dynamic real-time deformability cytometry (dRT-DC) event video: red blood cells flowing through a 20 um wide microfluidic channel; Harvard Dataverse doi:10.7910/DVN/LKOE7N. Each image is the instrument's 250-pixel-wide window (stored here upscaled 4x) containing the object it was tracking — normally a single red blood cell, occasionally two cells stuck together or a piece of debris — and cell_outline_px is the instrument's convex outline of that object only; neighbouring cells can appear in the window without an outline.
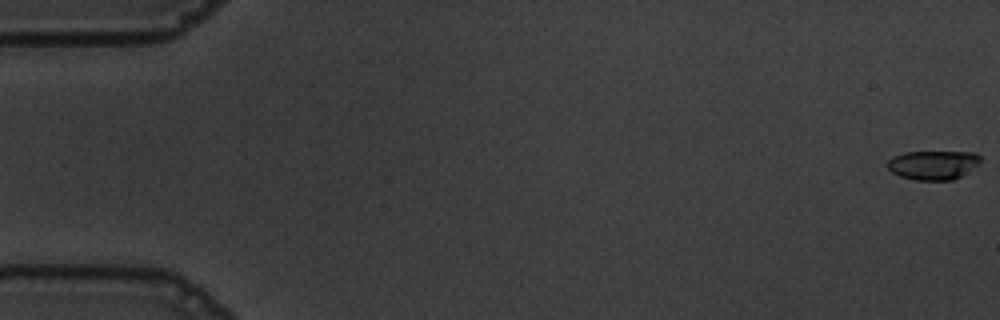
{"species": "common noctule bat (a hibernating species)", "species_latin": "Nyctalus noctula", "temperature_condition": "warm", "stored_images_in_passage": 57, "camera_frame_rate_fps": 3000, "um_per_image_px": 0.085, "animal": {"sex": "male", "body_mass_g": 19.5, "forearm_length_mm": 54.6}, "frame": {"image": 1, "passage_image": 1, "time_ms": 0.0, "image_size_px": [1000, 320], "cell_outline_px": [[980, 164], [960, 176], [952, 180], [916, 180], [900, 176], [892, 172], [888, 168], [888, 160], [892, 156], [904, 152], [976, 152], [980, 156]], "centroid_in_image_um": [79.32, 14.01], "position_along_channel_um": 5.7, "area_um2": 15.78}}
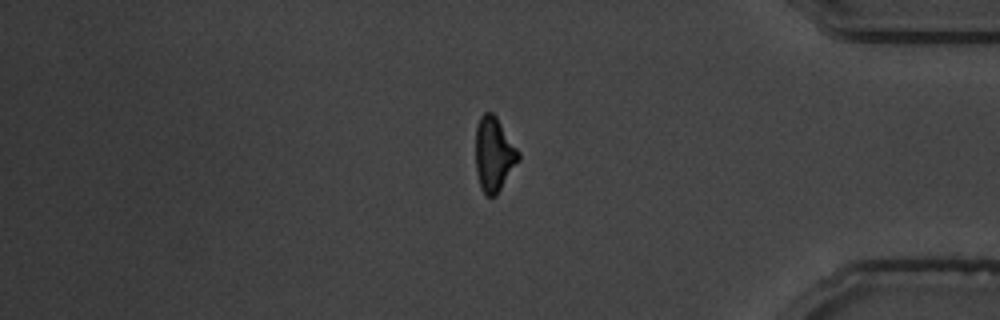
{"frame": {"image": 2, "passage_image": 48, "time_ms": 15.667, "image_size_px": [1000, 320], "cell_outline_px": [[520, 160], [496, 196], [488, 196], [480, 188], [476, 172], [476, 128], [480, 116], [484, 112], [492, 112], [496, 116], [520, 152]], "centroid_in_image_um": [41.99, 13.12], "position_along_channel_um": 393.2, "area_um2": 18.67}}
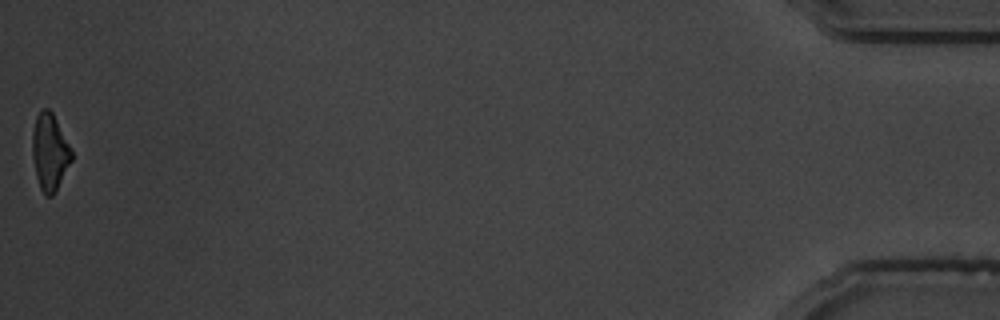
{"frame": {"image": 3, "passage_image": 57, "time_ms": 18.667, "image_size_px": [1000, 320], "cell_outline_px": [[72, 160], [52, 196], [44, 196], [40, 188], [36, 176], [32, 156], [32, 132], [36, 116], [40, 108], [48, 108], [52, 112], [72, 148]], "centroid_in_image_um": [4.22, 12.89], "position_along_channel_um": 431.0, "area_um2": 17.63}, "authors_computed_cell_mechanics": {"area_um2": 18.7272, "velocity_mm_per_s": 3.6262, "shape_relaxation_time_tau1_ms": 3.8844, "shape_relaxation_time_tau2_ms": 2.781, "deformation_change_tau1": 0.1508, "deformation_change_tau2": 0.1098}}